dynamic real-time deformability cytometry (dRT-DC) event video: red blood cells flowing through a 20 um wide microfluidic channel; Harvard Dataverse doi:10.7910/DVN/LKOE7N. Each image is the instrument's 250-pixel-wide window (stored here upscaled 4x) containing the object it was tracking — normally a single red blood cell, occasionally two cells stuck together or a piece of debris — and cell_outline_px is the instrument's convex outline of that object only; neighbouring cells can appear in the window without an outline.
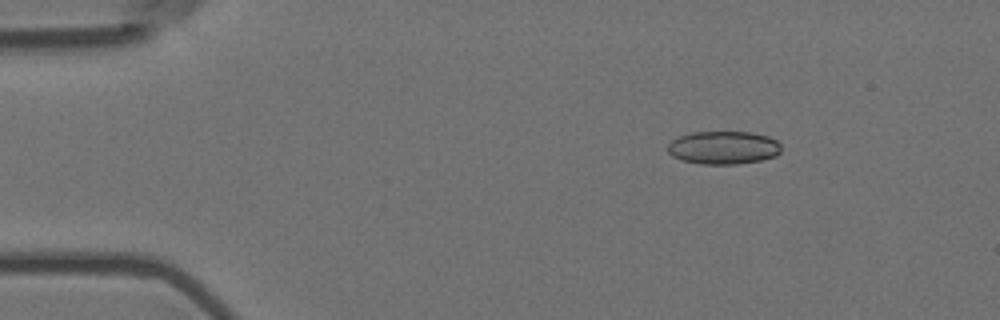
{"species": "Egyptian fruit bat (a non-hibernating species)", "species_latin": "Rousettus aegyptiacus", "temperature_condition": "room temperature", "stored_images_in_passage": 6, "camera_frame_rate_fps": 3000, "um_per_image_px": 0.085, "animal": {"sex": "female"}, "frame": {"image": 1, "passage_image": 3, "time_ms": 0.667, "image_size_px": [1000, 320], "cell_outline_px": [[780, 152], [776, 156], [760, 160], [736, 164], [700, 164], [684, 160], [672, 156], [668, 152], [668, 144], [672, 140], [680, 136], [692, 132], [752, 132], [768, 136], [776, 140], [780, 144]], "centroid_in_image_um": [61.5, 12.54], "position_along_channel_um": 23.5, "area_um2": 21.85}}
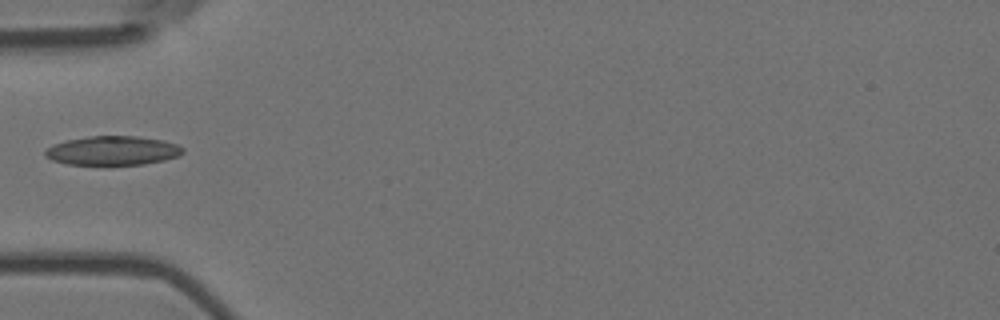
{"frame": {"image": 2, "passage_image": 5, "time_ms": 1.333, "image_size_px": [1000, 320], "cell_outline_px": [[184, 152], [180, 156], [164, 160], [144, 164], [112, 168], [108, 168], [68, 164], [52, 160], [44, 156], [44, 152], [52, 144], [64, 140], [88, 136], [136, 136], [164, 140], [176, 144], [184, 148]], "centroid_in_image_um": [9.56, 12.85], "position_along_channel_um": 75.4, "area_um2": 24.57}}
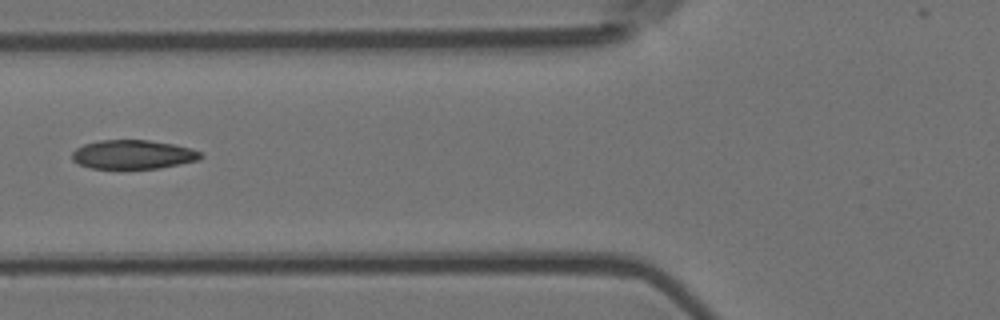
{"frame": {"image": 3, "passage_image": 6, "time_ms": 1.667, "image_size_px": [1000, 320], "cell_outline_px": [[204, 156], [200, 160], [160, 168], [92, 168], [80, 164], [72, 160], [72, 152], [76, 148], [84, 144], [100, 140], [148, 140], [172, 144], [192, 148], [200, 152]], "centroid_in_image_um": [11.33, 13.13], "position_along_channel_um": 114.5, "area_um2": 21.68}}